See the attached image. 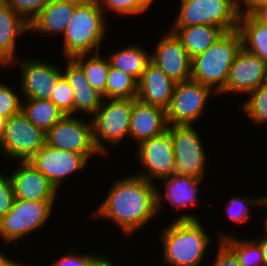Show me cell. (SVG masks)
I'll list each match as a JSON object with an SVG mask.
<instances>
[{
    "label": "cell",
    "instance_id": "obj_21",
    "mask_svg": "<svg viewBox=\"0 0 267 266\" xmlns=\"http://www.w3.org/2000/svg\"><path fill=\"white\" fill-rule=\"evenodd\" d=\"M30 32L29 24L22 19L10 6L0 0V66H10L16 61V44L20 35ZM10 64V65H9Z\"/></svg>",
    "mask_w": 267,
    "mask_h": 266
},
{
    "label": "cell",
    "instance_id": "obj_38",
    "mask_svg": "<svg viewBox=\"0 0 267 266\" xmlns=\"http://www.w3.org/2000/svg\"><path fill=\"white\" fill-rule=\"evenodd\" d=\"M3 174L0 172V219L12 209L15 199L11 177Z\"/></svg>",
    "mask_w": 267,
    "mask_h": 266
},
{
    "label": "cell",
    "instance_id": "obj_33",
    "mask_svg": "<svg viewBox=\"0 0 267 266\" xmlns=\"http://www.w3.org/2000/svg\"><path fill=\"white\" fill-rule=\"evenodd\" d=\"M50 101L65 115L74 116V91L64 76L58 80Z\"/></svg>",
    "mask_w": 267,
    "mask_h": 266
},
{
    "label": "cell",
    "instance_id": "obj_10",
    "mask_svg": "<svg viewBox=\"0 0 267 266\" xmlns=\"http://www.w3.org/2000/svg\"><path fill=\"white\" fill-rule=\"evenodd\" d=\"M209 86L192 79L177 82L166 109L168 125H195L207 107L208 98L216 95Z\"/></svg>",
    "mask_w": 267,
    "mask_h": 266
},
{
    "label": "cell",
    "instance_id": "obj_42",
    "mask_svg": "<svg viewBox=\"0 0 267 266\" xmlns=\"http://www.w3.org/2000/svg\"><path fill=\"white\" fill-rule=\"evenodd\" d=\"M255 241L259 244L261 251L263 253V258L265 261V266H267V236H261V239L255 238Z\"/></svg>",
    "mask_w": 267,
    "mask_h": 266
},
{
    "label": "cell",
    "instance_id": "obj_46",
    "mask_svg": "<svg viewBox=\"0 0 267 266\" xmlns=\"http://www.w3.org/2000/svg\"><path fill=\"white\" fill-rule=\"evenodd\" d=\"M153 1L155 0H139V3L147 11L149 7L153 4Z\"/></svg>",
    "mask_w": 267,
    "mask_h": 266
},
{
    "label": "cell",
    "instance_id": "obj_29",
    "mask_svg": "<svg viewBox=\"0 0 267 266\" xmlns=\"http://www.w3.org/2000/svg\"><path fill=\"white\" fill-rule=\"evenodd\" d=\"M221 232L217 234V239L222 240L236 254L242 266H265L261 248L254 239L246 240Z\"/></svg>",
    "mask_w": 267,
    "mask_h": 266
},
{
    "label": "cell",
    "instance_id": "obj_12",
    "mask_svg": "<svg viewBox=\"0 0 267 266\" xmlns=\"http://www.w3.org/2000/svg\"><path fill=\"white\" fill-rule=\"evenodd\" d=\"M136 148L135 154L142 170L135 175L155 183L154 178L161 180L173 174L176 161L168 131L140 142Z\"/></svg>",
    "mask_w": 267,
    "mask_h": 266
},
{
    "label": "cell",
    "instance_id": "obj_14",
    "mask_svg": "<svg viewBox=\"0 0 267 266\" xmlns=\"http://www.w3.org/2000/svg\"><path fill=\"white\" fill-rule=\"evenodd\" d=\"M267 83V65L256 54L242 47L230 66L225 87L217 94L238 93L248 95Z\"/></svg>",
    "mask_w": 267,
    "mask_h": 266
},
{
    "label": "cell",
    "instance_id": "obj_39",
    "mask_svg": "<svg viewBox=\"0 0 267 266\" xmlns=\"http://www.w3.org/2000/svg\"><path fill=\"white\" fill-rule=\"evenodd\" d=\"M217 251L211 266H242L236 254L222 241H217Z\"/></svg>",
    "mask_w": 267,
    "mask_h": 266
},
{
    "label": "cell",
    "instance_id": "obj_23",
    "mask_svg": "<svg viewBox=\"0 0 267 266\" xmlns=\"http://www.w3.org/2000/svg\"><path fill=\"white\" fill-rule=\"evenodd\" d=\"M82 0H51L29 24L30 32L62 35Z\"/></svg>",
    "mask_w": 267,
    "mask_h": 266
},
{
    "label": "cell",
    "instance_id": "obj_36",
    "mask_svg": "<svg viewBox=\"0 0 267 266\" xmlns=\"http://www.w3.org/2000/svg\"><path fill=\"white\" fill-rule=\"evenodd\" d=\"M20 97L8 84L0 82V116L9 119L19 113L22 108Z\"/></svg>",
    "mask_w": 267,
    "mask_h": 266
},
{
    "label": "cell",
    "instance_id": "obj_5",
    "mask_svg": "<svg viewBox=\"0 0 267 266\" xmlns=\"http://www.w3.org/2000/svg\"><path fill=\"white\" fill-rule=\"evenodd\" d=\"M172 27L211 25L225 32L238 29L243 0H181Z\"/></svg>",
    "mask_w": 267,
    "mask_h": 266
},
{
    "label": "cell",
    "instance_id": "obj_11",
    "mask_svg": "<svg viewBox=\"0 0 267 266\" xmlns=\"http://www.w3.org/2000/svg\"><path fill=\"white\" fill-rule=\"evenodd\" d=\"M45 144L61 150L83 154L88 160L94 155L102 156L96 149L92 122L75 115H65L46 132Z\"/></svg>",
    "mask_w": 267,
    "mask_h": 266
},
{
    "label": "cell",
    "instance_id": "obj_27",
    "mask_svg": "<svg viewBox=\"0 0 267 266\" xmlns=\"http://www.w3.org/2000/svg\"><path fill=\"white\" fill-rule=\"evenodd\" d=\"M21 111L30 122L45 133L65 116L50 100L35 98L23 99Z\"/></svg>",
    "mask_w": 267,
    "mask_h": 266
},
{
    "label": "cell",
    "instance_id": "obj_2",
    "mask_svg": "<svg viewBox=\"0 0 267 266\" xmlns=\"http://www.w3.org/2000/svg\"><path fill=\"white\" fill-rule=\"evenodd\" d=\"M192 213L174 218L160 233L163 262L170 266H201L211 244V235Z\"/></svg>",
    "mask_w": 267,
    "mask_h": 266
},
{
    "label": "cell",
    "instance_id": "obj_15",
    "mask_svg": "<svg viewBox=\"0 0 267 266\" xmlns=\"http://www.w3.org/2000/svg\"><path fill=\"white\" fill-rule=\"evenodd\" d=\"M28 161L58 190L66 177L81 171L89 162L81 153L57 149L47 144H44Z\"/></svg>",
    "mask_w": 267,
    "mask_h": 266
},
{
    "label": "cell",
    "instance_id": "obj_47",
    "mask_svg": "<svg viewBox=\"0 0 267 266\" xmlns=\"http://www.w3.org/2000/svg\"><path fill=\"white\" fill-rule=\"evenodd\" d=\"M263 207H264L265 209L267 208V198L264 200V202H263L262 205L260 206V208H263ZM264 218H265V219H264V220H265V221H264V222H265V223H264L265 225H264L263 228H264V231H265L264 233H265V235L267 236V215H266Z\"/></svg>",
    "mask_w": 267,
    "mask_h": 266
},
{
    "label": "cell",
    "instance_id": "obj_31",
    "mask_svg": "<svg viewBox=\"0 0 267 266\" xmlns=\"http://www.w3.org/2000/svg\"><path fill=\"white\" fill-rule=\"evenodd\" d=\"M245 102L240 105L242 111L256 126L267 123V83L251 91Z\"/></svg>",
    "mask_w": 267,
    "mask_h": 266
},
{
    "label": "cell",
    "instance_id": "obj_18",
    "mask_svg": "<svg viewBox=\"0 0 267 266\" xmlns=\"http://www.w3.org/2000/svg\"><path fill=\"white\" fill-rule=\"evenodd\" d=\"M177 82L150 62L137 84V99L164 110L170 104Z\"/></svg>",
    "mask_w": 267,
    "mask_h": 266
},
{
    "label": "cell",
    "instance_id": "obj_45",
    "mask_svg": "<svg viewBox=\"0 0 267 266\" xmlns=\"http://www.w3.org/2000/svg\"><path fill=\"white\" fill-rule=\"evenodd\" d=\"M6 121H7V119L5 117L0 116V140L2 139L3 134H4V130L6 127Z\"/></svg>",
    "mask_w": 267,
    "mask_h": 266
},
{
    "label": "cell",
    "instance_id": "obj_24",
    "mask_svg": "<svg viewBox=\"0 0 267 266\" xmlns=\"http://www.w3.org/2000/svg\"><path fill=\"white\" fill-rule=\"evenodd\" d=\"M169 30L181 41L191 59L206 51L225 33L222 28L211 25L171 27Z\"/></svg>",
    "mask_w": 267,
    "mask_h": 266
},
{
    "label": "cell",
    "instance_id": "obj_40",
    "mask_svg": "<svg viewBox=\"0 0 267 266\" xmlns=\"http://www.w3.org/2000/svg\"><path fill=\"white\" fill-rule=\"evenodd\" d=\"M243 9L248 11L258 22L267 25V5H243Z\"/></svg>",
    "mask_w": 267,
    "mask_h": 266
},
{
    "label": "cell",
    "instance_id": "obj_8",
    "mask_svg": "<svg viewBox=\"0 0 267 266\" xmlns=\"http://www.w3.org/2000/svg\"><path fill=\"white\" fill-rule=\"evenodd\" d=\"M193 125H168L175 155L173 174L188 175L204 180L207 154L200 133Z\"/></svg>",
    "mask_w": 267,
    "mask_h": 266
},
{
    "label": "cell",
    "instance_id": "obj_32",
    "mask_svg": "<svg viewBox=\"0 0 267 266\" xmlns=\"http://www.w3.org/2000/svg\"><path fill=\"white\" fill-rule=\"evenodd\" d=\"M255 197L256 196H254V198H249L245 195L232 196L225 206V212L228 215V219L238 223L239 226H241L240 224L246 223V220H248L252 215L250 207L252 206L253 208L255 206H261L264 200L267 198V194L260 197Z\"/></svg>",
    "mask_w": 267,
    "mask_h": 266
},
{
    "label": "cell",
    "instance_id": "obj_9",
    "mask_svg": "<svg viewBox=\"0 0 267 266\" xmlns=\"http://www.w3.org/2000/svg\"><path fill=\"white\" fill-rule=\"evenodd\" d=\"M46 133L30 122L20 111L6 121L0 140V154L7 159L28 161L45 144Z\"/></svg>",
    "mask_w": 267,
    "mask_h": 266
},
{
    "label": "cell",
    "instance_id": "obj_3",
    "mask_svg": "<svg viewBox=\"0 0 267 266\" xmlns=\"http://www.w3.org/2000/svg\"><path fill=\"white\" fill-rule=\"evenodd\" d=\"M105 16L97 0H82L75 7L72 19L62 34V57L73 58L80 54L99 52L108 32Z\"/></svg>",
    "mask_w": 267,
    "mask_h": 266
},
{
    "label": "cell",
    "instance_id": "obj_28",
    "mask_svg": "<svg viewBox=\"0 0 267 266\" xmlns=\"http://www.w3.org/2000/svg\"><path fill=\"white\" fill-rule=\"evenodd\" d=\"M73 59L82 67L88 83L102 95L103 99H106V84L110 68L108 57L96 52L80 54L74 56Z\"/></svg>",
    "mask_w": 267,
    "mask_h": 266
},
{
    "label": "cell",
    "instance_id": "obj_25",
    "mask_svg": "<svg viewBox=\"0 0 267 266\" xmlns=\"http://www.w3.org/2000/svg\"><path fill=\"white\" fill-rule=\"evenodd\" d=\"M238 30L242 36V47L259 56L267 65V25L258 22L242 8Z\"/></svg>",
    "mask_w": 267,
    "mask_h": 266
},
{
    "label": "cell",
    "instance_id": "obj_16",
    "mask_svg": "<svg viewBox=\"0 0 267 266\" xmlns=\"http://www.w3.org/2000/svg\"><path fill=\"white\" fill-rule=\"evenodd\" d=\"M156 43L151 62L176 82L190 80L192 59L177 36L169 30Z\"/></svg>",
    "mask_w": 267,
    "mask_h": 266
},
{
    "label": "cell",
    "instance_id": "obj_26",
    "mask_svg": "<svg viewBox=\"0 0 267 266\" xmlns=\"http://www.w3.org/2000/svg\"><path fill=\"white\" fill-rule=\"evenodd\" d=\"M122 48L108 55L110 65L127 73L138 82L147 65L151 62L150 53L137 44Z\"/></svg>",
    "mask_w": 267,
    "mask_h": 266
},
{
    "label": "cell",
    "instance_id": "obj_17",
    "mask_svg": "<svg viewBox=\"0 0 267 266\" xmlns=\"http://www.w3.org/2000/svg\"><path fill=\"white\" fill-rule=\"evenodd\" d=\"M10 172L15 198L27 201H56L59 190L29 161H18ZM21 164V165H20Z\"/></svg>",
    "mask_w": 267,
    "mask_h": 266
},
{
    "label": "cell",
    "instance_id": "obj_6",
    "mask_svg": "<svg viewBox=\"0 0 267 266\" xmlns=\"http://www.w3.org/2000/svg\"><path fill=\"white\" fill-rule=\"evenodd\" d=\"M136 99H103L94 113L92 122L93 140L102 156H108L112 148L129 138L133 102ZM105 143L110 144V147ZM107 146V148H106Z\"/></svg>",
    "mask_w": 267,
    "mask_h": 266
},
{
    "label": "cell",
    "instance_id": "obj_34",
    "mask_svg": "<svg viewBox=\"0 0 267 266\" xmlns=\"http://www.w3.org/2000/svg\"><path fill=\"white\" fill-rule=\"evenodd\" d=\"M98 5L104 12L110 10L118 16H138L146 10L141 6L139 0H97Z\"/></svg>",
    "mask_w": 267,
    "mask_h": 266
},
{
    "label": "cell",
    "instance_id": "obj_30",
    "mask_svg": "<svg viewBox=\"0 0 267 266\" xmlns=\"http://www.w3.org/2000/svg\"><path fill=\"white\" fill-rule=\"evenodd\" d=\"M137 84L133 77L110 65L106 99H137Z\"/></svg>",
    "mask_w": 267,
    "mask_h": 266
},
{
    "label": "cell",
    "instance_id": "obj_22",
    "mask_svg": "<svg viewBox=\"0 0 267 266\" xmlns=\"http://www.w3.org/2000/svg\"><path fill=\"white\" fill-rule=\"evenodd\" d=\"M66 66L62 75L74 91V114L93 116L100 107L103 97L88 83L82 67L73 59L65 58ZM79 111V112H78Z\"/></svg>",
    "mask_w": 267,
    "mask_h": 266
},
{
    "label": "cell",
    "instance_id": "obj_41",
    "mask_svg": "<svg viewBox=\"0 0 267 266\" xmlns=\"http://www.w3.org/2000/svg\"><path fill=\"white\" fill-rule=\"evenodd\" d=\"M0 266H27L26 263L15 261V259L9 258L8 255L0 250ZM30 266V265H28Z\"/></svg>",
    "mask_w": 267,
    "mask_h": 266
},
{
    "label": "cell",
    "instance_id": "obj_13",
    "mask_svg": "<svg viewBox=\"0 0 267 266\" xmlns=\"http://www.w3.org/2000/svg\"><path fill=\"white\" fill-rule=\"evenodd\" d=\"M20 69V93L23 97L50 100L58 80L63 76L62 68L38 58H24L20 56L12 65Z\"/></svg>",
    "mask_w": 267,
    "mask_h": 266
},
{
    "label": "cell",
    "instance_id": "obj_20",
    "mask_svg": "<svg viewBox=\"0 0 267 266\" xmlns=\"http://www.w3.org/2000/svg\"><path fill=\"white\" fill-rule=\"evenodd\" d=\"M160 181L164 182L163 185L166 191L162 195V192L158 189L159 187L156 186L157 213L163 208V202L166 199L170 203L171 208H175L174 210H183L186 207L196 206L199 203L198 187L203 182L201 179L183 174H172Z\"/></svg>",
    "mask_w": 267,
    "mask_h": 266
},
{
    "label": "cell",
    "instance_id": "obj_35",
    "mask_svg": "<svg viewBox=\"0 0 267 266\" xmlns=\"http://www.w3.org/2000/svg\"><path fill=\"white\" fill-rule=\"evenodd\" d=\"M10 8L30 24L51 0H4Z\"/></svg>",
    "mask_w": 267,
    "mask_h": 266
},
{
    "label": "cell",
    "instance_id": "obj_43",
    "mask_svg": "<svg viewBox=\"0 0 267 266\" xmlns=\"http://www.w3.org/2000/svg\"><path fill=\"white\" fill-rule=\"evenodd\" d=\"M109 259V260H108ZM94 266H116L113 260L111 261L110 258L105 257L104 255L95 263Z\"/></svg>",
    "mask_w": 267,
    "mask_h": 266
},
{
    "label": "cell",
    "instance_id": "obj_37",
    "mask_svg": "<svg viewBox=\"0 0 267 266\" xmlns=\"http://www.w3.org/2000/svg\"><path fill=\"white\" fill-rule=\"evenodd\" d=\"M75 249L66 250L65 255L61 258L54 260L50 266H94L95 263L104 255L102 253L92 254L91 252L78 253ZM83 253V254H82Z\"/></svg>",
    "mask_w": 267,
    "mask_h": 266
},
{
    "label": "cell",
    "instance_id": "obj_1",
    "mask_svg": "<svg viewBox=\"0 0 267 266\" xmlns=\"http://www.w3.org/2000/svg\"><path fill=\"white\" fill-rule=\"evenodd\" d=\"M116 179L92 215L110 220L131 237L157 216L156 184L134 174Z\"/></svg>",
    "mask_w": 267,
    "mask_h": 266
},
{
    "label": "cell",
    "instance_id": "obj_19",
    "mask_svg": "<svg viewBox=\"0 0 267 266\" xmlns=\"http://www.w3.org/2000/svg\"><path fill=\"white\" fill-rule=\"evenodd\" d=\"M166 110L161 107L143 103L136 99L133 102L129 138L140 142L158 136L167 131Z\"/></svg>",
    "mask_w": 267,
    "mask_h": 266
},
{
    "label": "cell",
    "instance_id": "obj_7",
    "mask_svg": "<svg viewBox=\"0 0 267 266\" xmlns=\"http://www.w3.org/2000/svg\"><path fill=\"white\" fill-rule=\"evenodd\" d=\"M55 201L14 199L12 209L0 219V238L10 246L33 231L43 229L54 211Z\"/></svg>",
    "mask_w": 267,
    "mask_h": 266
},
{
    "label": "cell",
    "instance_id": "obj_4",
    "mask_svg": "<svg viewBox=\"0 0 267 266\" xmlns=\"http://www.w3.org/2000/svg\"><path fill=\"white\" fill-rule=\"evenodd\" d=\"M241 48L240 31L225 32L206 51L192 58L191 79L218 94L225 87L230 66Z\"/></svg>",
    "mask_w": 267,
    "mask_h": 266
},
{
    "label": "cell",
    "instance_id": "obj_44",
    "mask_svg": "<svg viewBox=\"0 0 267 266\" xmlns=\"http://www.w3.org/2000/svg\"><path fill=\"white\" fill-rule=\"evenodd\" d=\"M243 5H267V0H243Z\"/></svg>",
    "mask_w": 267,
    "mask_h": 266
}]
</instances>
